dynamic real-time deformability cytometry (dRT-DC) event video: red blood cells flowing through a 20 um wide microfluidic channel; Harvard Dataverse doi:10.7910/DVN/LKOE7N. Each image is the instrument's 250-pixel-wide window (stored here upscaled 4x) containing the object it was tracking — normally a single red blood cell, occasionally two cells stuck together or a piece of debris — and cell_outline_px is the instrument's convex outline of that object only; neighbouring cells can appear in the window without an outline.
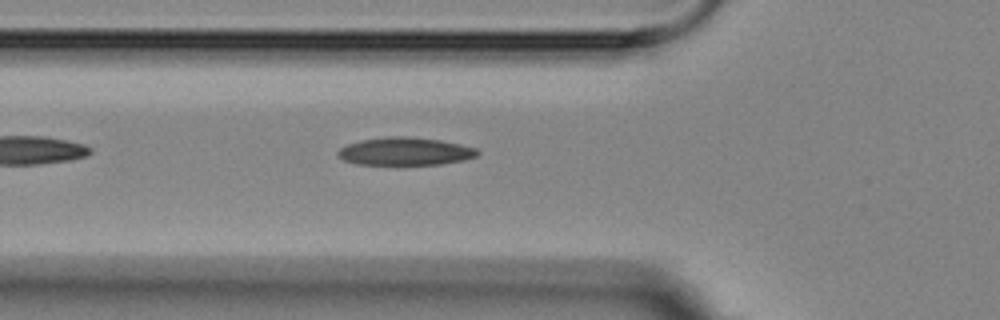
{"species": "Egyptian fruit bat (a non-hibernating species)", "species_latin": "Rousettus aegyptiacus", "temperature_condition": "room temperature", "stored_images_in_passage": 6, "camera_frame_rate_fps": 3000, "um_per_image_px": 0.085, "animal": {"sex": "female"}, "frame": {"image": 1, "passage_image": 6, "time_ms": 5.667, "image_size_px": [1000, 320], "cell_outline_px": [[480, 152], [476, 156], [464, 160], [440, 164], [356, 164], [344, 160], [336, 156], [336, 152], [340, 148], [348, 144], [360, 140], [388, 136], [408, 136], [440, 140], [460, 144], [476, 148]], "centroid_in_image_um": [34.41, 12.86], "position_along_channel_um": 91.4, "area_um2": 22.66}}